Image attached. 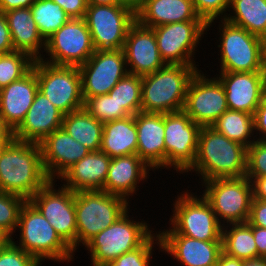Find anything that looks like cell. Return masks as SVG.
Masks as SVG:
<instances>
[{"instance_id":"obj_1","label":"cell","mask_w":266,"mask_h":266,"mask_svg":"<svg viewBox=\"0 0 266 266\" xmlns=\"http://www.w3.org/2000/svg\"><path fill=\"white\" fill-rule=\"evenodd\" d=\"M49 180L40 145L13 138L0 156V191L28 201Z\"/></svg>"},{"instance_id":"obj_2","label":"cell","mask_w":266,"mask_h":266,"mask_svg":"<svg viewBox=\"0 0 266 266\" xmlns=\"http://www.w3.org/2000/svg\"><path fill=\"white\" fill-rule=\"evenodd\" d=\"M198 171L204 181L246 176L247 147L228 139L211 126L200 128L195 162L186 171Z\"/></svg>"},{"instance_id":"obj_3","label":"cell","mask_w":266,"mask_h":266,"mask_svg":"<svg viewBox=\"0 0 266 266\" xmlns=\"http://www.w3.org/2000/svg\"><path fill=\"white\" fill-rule=\"evenodd\" d=\"M197 69L196 65L166 64L142 76L141 111L161 114L182 111L189 82Z\"/></svg>"},{"instance_id":"obj_4","label":"cell","mask_w":266,"mask_h":266,"mask_svg":"<svg viewBox=\"0 0 266 266\" xmlns=\"http://www.w3.org/2000/svg\"><path fill=\"white\" fill-rule=\"evenodd\" d=\"M18 230L20 240L16 246L32 255L40 264L44 259L71 261L73 250L61 239L49 221L29 202L22 206Z\"/></svg>"},{"instance_id":"obj_5","label":"cell","mask_w":266,"mask_h":266,"mask_svg":"<svg viewBox=\"0 0 266 266\" xmlns=\"http://www.w3.org/2000/svg\"><path fill=\"white\" fill-rule=\"evenodd\" d=\"M128 202L102 190L75 192L76 247L113 224L129 209Z\"/></svg>"},{"instance_id":"obj_6","label":"cell","mask_w":266,"mask_h":266,"mask_svg":"<svg viewBox=\"0 0 266 266\" xmlns=\"http://www.w3.org/2000/svg\"><path fill=\"white\" fill-rule=\"evenodd\" d=\"M220 21V72L266 71V41L225 19Z\"/></svg>"},{"instance_id":"obj_7","label":"cell","mask_w":266,"mask_h":266,"mask_svg":"<svg viewBox=\"0 0 266 266\" xmlns=\"http://www.w3.org/2000/svg\"><path fill=\"white\" fill-rule=\"evenodd\" d=\"M128 210L113 224L95 235L85 247L91 251L93 266H103L126 252L140 247L152 231L146 222L130 220Z\"/></svg>"},{"instance_id":"obj_8","label":"cell","mask_w":266,"mask_h":266,"mask_svg":"<svg viewBox=\"0 0 266 266\" xmlns=\"http://www.w3.org/2000/svg\"><path fill=\"white\" fill-rule=\"evenodd\" d=\"M184 192L175 200L172 229L159 234H181L202 241H222V226L209 202Z\"/></svg>"},{"instance_id":"obj_9","label":"cell","mask_w":266,"mask_h":266,"mask_svg":"<svg viewBox=\"0 0 266 266\" xmlns=\"http://www.w3.org/2000/svg\"><path fill=\"white\" fill-rule=\"evenodd\" d=\"M32 68L36 72L39 91L64 115L83 108L81 74L78 67L35 60Z\"/></svg>"},{"instance_id":"obj_10","label":"cell","mask_w":266,"mask_h":266,"mask_svg":"<svg viewBox=\"0 0 266 266\" xmlns=\"http://www.w3.org/2000/svg\"><path fill=\"white\" fill-rule=\"evenodd\" d=\"M203 184L206 189L202 195L211 205L220 224V219L227 224L248 221L253 193L251 181L246 176L213 179Z\"/></svg>"},{"instance_id":"obj_11","label":"cell","mask_w":266,"mask_h":266,"mask_svg":"<svg viewBox=\"0 0 266 266\" xmlns=\"http://www.w3.org/2000/svg\"><path fill=\"white\" fill-rule=\"evenodd\" d=\"M84 19L95 50H119L136 22V12L123 4L87 5Z\"/></svg>"},{"instance_id":"obj_12","label":"cell","mask_w":266,"mask_h":266,"mask_svg":"<svg viewBox=\"0 0 266 266\" xmlns=\"http://www.w3.org/2000/svg\"><path fill=\"white\" fill-rule=\"evenodd\" d=\"M54 180H49L28 201L49 221L61 239L75 252L76 211L75 192L65 186L53 189Z\"/></svg>"},{"instance_id":"obj_13","label":"cell","mask_w":266,"mask_h":266,"mask_svg":"<svg viewBox=\"0 0 266 266\" xmlns=\"http://www.w3.org/2000/svg\"><path fill=\"white\" fill-rule=\"evenodd\" d=\"M200 128L183 110L164 114L165 168L186 173L196 159Z\"/></svg>"},{"instance_id":"obj_14","label":"cell","mask_w":266,"mask_h":266,"mask_svg":"<svg viewBox=\"0 0 266 266\" xmlns=\"http://www.w3.org/2000/svg\"><path fill=\"white\" fill-rule=\"evenodd\" d=\"M44 62L59 66L83 65L95 52L91 34L84 18H70L46 40Z\"/></svg>"},{"instance_id":"obj_15","label":"cell","mask_w":266,"mask_h":266,"mask_svg":"<svg viewBox=\"0 0 266 266\" xmlns=\"http://www.w3.org/2000/svg\"><path fill=\"white\" fill-rule=\"evenodd\" d=\"M165 64L196 65L195 48L207 29L204 21H184L152 28ZM193 56V57H192Z\"/></svg>"},{"instance_id":"obj_16","label":"cell","mask_w":266,"mask_h":266,"mask_svg":"<svg viewBox=\"0 0 266 266\" xmlns=\"http://www.w3.org/2000/svg\"><path fill=\"white\" fill-rule=\"evenodd\" d=\"M123 49L95 50L93 55L81 66L82 97L108 94L110 90L128 74Z\"/></svg>"},{"instance_id":"obj_17","label":"cell","mask_w":266,"mask_h":266,"mask_svg":"<svg viewBox=\"0 0 266 266\" xmlns=\"http://www.w3.org/2000/svg\"><path fill=\"white\" fill-rule=\"evenodd\" d=\"M199 71L189 82L183 111L201 127L211 126L228 110L226 94L217 78H206Z\"/></svg>"},{"instance_id":"obj_18","label":"cell","mask_w":266,"mask_h":266,"mask_svg":"<svg viewBox=\"0 0 266 266\" xmlns=\"http://www.w3.org/2000/svg\"><path fill=\"white\" fill-rule=\"evenodd\" d=\"M228 109L254 114L266 94V71L219 72Z\"/></svg>"},{"instance_id":"obj_19","label":"cell","mask_w":266,"mask_h":266,"mask_svg":"<svg viewBox=\"0 0 266 266\" xmlns=\"http://www.w3.org/2000/svg\"><path fill=\"white\" fill-rule=\"evenodd\" d=\"M123 51L129 74L144 76L163 68L166 64L159 54L152 28L137 21L129 28Z\"/></svg>"},{"instance_id":"obj_20","label":"cell","mask_w":266,"mask_h":266,"mask_svg":"<svg viewBox=\"0 0 266 266\" xmlns=\"http://www.w3.org/2000/svg\"><path fill=\"white\" fill-rule=\"evenodd\" d=\"M44 170L50 180L57 179L90 150L74 140L63 128L53 131L41 143Z\"/></svg>"},{"instance_id":"obj_21","label":"cell","mask_w":266,"mask_h":266,"mask_svg":"<svg viewBox=\"0 0 266 266\" xmlns=\"http://www.w3.org/2000/svg\"><path fill=\"white\" fill-rule=\"evenodd\" d=\"M64 114L38 90L22 123L13 131L14 139L41 143L53 131L62 128Z\"/></svg>"},{"instance_id":"obj_22","label":"cell","mask_w":266,"mask_h":266,"mask_svg":"<svg viewBox=\"0 0 266 266\" xmlns=\"http://www.w3.org/2000/svg\"><path fill=\"white\" fill-rule=\"evenodd\" d=\"M162 250L184 266H216L222 241H202L181 234H159Z\"/></svg>"},{"instance_id":"obj_23","label":"cell","mask_w":266,"mask_h":266,"mask_svg":"<svg viewBox=\"0 0 266 266\" xmlns=\"http://www.w3.org/2000/svg\"><path fill=\"white\" fill-rule=\"evenodd\" d=\"M39 90L32 68L21 79L0 89V114L12 132L22 123Z\"/></svg>"},{"instance_id":"obj_24","label":"cell","mask_w":266,"mask_h":266,"mask_svg":"<svg viewBox=\"0 0 266 266\" xmlns=\"http://www.w3.org/2000/svg\"><path fill=\"white\" fill-rule=\"evenodd\" d=\"M137 155L153 170L165 168L164 114L135 115Z\"/></svg>"},{"instance_id":"obj_25","label":"cell","mask_w":266,"mask_h":266,"mask_svg":"<svg viewBox=\"0 0 266 266\" xmlns=\"http://www.w3.org/2000/svg\"><path fill=\"white\" fill-rule=\"evenodd\" d=\"M110 161L111 157L101 150L90 151L80 161L68 168L59 179H64L66 184L63 186L73 192L103 191Z\"/></svg>"},{"instance_id":"obj_26","label":"cell","mask_w":266,"mask_h":266,"mask_svg":"<svg viewBox=\"0 0 266 266\" xmlns=\"http://www.w3.org/2000/svg\"><path fill=\"white\" fill-rule=\"evenodd\" d=\"M150 169L137 154L111 158L103 191L127 200L139 181L147 179Z\"/></svg>"},{"instance_id":"obj_27","label":"cell","mask_w":266,"mask_h":266,"mask_svg":"<svg viewBox=\"0 0 266 266\" xmlns=\"http://www.w3.org/2000/svg\"><path fill=\"white\" fill-rule=\"evenodd\" d=\"M136 21L148 28L184 21H203L192 0H143Z\"/></svg>"},{"instance_id":"obj_28","label":"cell","mask_w":266,"mask_h":266,"mask_svg":"<svg viewBox=\"0 0 266 266\" xmlns=\"http://www.w3.org/2000/svg\"><path fill=\"white\" fill-rule=\"evenodd\" d=\"M15 51L28 54L33 60H41L39 50L46 48L29 8L12 9L4 12Z\"/></svg>"},{"instance_id":"obj_29","label":"cell","mask_w":266,"mask_h":266,"mask_svg":"<svg viewBox=\"0 0 266 266\" xmlns=\"http://www.w3.org/2000/svg\"><path fill=\"white\" fill-rule=\"evenodd\" d=\"M100 150L111 158L137 154L135 115L104 123Z\"/></svg>"},{"instance_id":"obj_30","label":"cell","mask_w":266,"mask_h":266,"mask_svg":"<svg viewBox=\"0 0 266 266\" xmlns=\"http://www.w3.org/2000/svg\"><path fill=\"white\" fill-rule=\"evenodd\" d=\"M229 8L234 15L224 13L223 20L266 41V0H230Z\"/></svg>"},{"instance_id":"obj_31","label":"cell","mask_w":266,"mask_h":266,"mask_svg":"<svg viewBox=\"0 0 266 266\" xmlns=\"http://www.w3.org/2000/svg\"><path fill=\"white\" fill-rule=\"evenodd\" d=\"M62 128L90 151H99L103 123L91 116L84 108L64 115Z\"/></svg>"},{"instance_id":"obj_32","label":"cell","mask_w":266,"mask_h":266,"mask_svg":"<svg viewBox=\"0 0 266 266\" xmlns=\"http://www.w3.org/2000/svg\"><path fill=\"white\" fill-rule=\"evenodd\" d=\"M222 252L241 260L258 258L252 228L247 223L222 224Z\"/></svg>"},{"instance_id":"obj_33","label":"cell","mask_w":266,"mask_h":266,"mask_svg":"<svg viewBox=\"0 0 266 266\" xmlns=\"http://www.w3.org/2000/svg\"><path fill=\"white\" fill-rule=\"evenodd\" d=\"M211 127L228 139L236 141L247 148L255 140L253 137V132H255L253 115L247 112L228 109ZM249 137H253V140L248 139Z\"/></svg>"},{"instance_id":"obj_34","label":"cell","mask_w":266,"mask_h":266,"mask_svg":"<svg viewBox=\"0 0 266 266\" xmlns=\"http://www.w3.org/2000/svg\"><path fill=\"white\" fill-rule=\"evenodd\" d=\"M30 10L45 41L70 19L61 6L52 0H36Z\"/></svg>"},{"instance_id":"obj_35","label":"cell","mask_w":266,"mask_h":266,"mask_svg":"<svg viewBox=\"0 0 266 266\" xmlns=\"http://www.w3.org/2000/svg\"><path fill=\"white\" fill-rule=\"evenodd\" d=\"M142 76L127 74L108 93L130 115L141 111Z\"/></svg>"},{"instance_id":"obj_36","label":"cell","mask_w":266,"mask_h":266,"mask_svg":"<svg viewBox=\"0 0 266 266\" xmlns=\"http://www.w3.org/2000/svg\"><path fill=\"white\" fill-rule=\"evenodd\" d=\"M34 61L23 52L0 54V89L25 76L32 69Z\"/></svg>"},{"instance_id":"obj_37","label":"cell","mask_w":266,"mask_h":266,"mask_svg":"<svg viewBox=\"0 0 266 266\" xmlns=\"http://www.w3.org/2000/svg\"><path fill=\"white\" fill-rule=\"evenodd\" d=\"M83 108L103 124L130 116L109 94L89 97L84 101Z\"/></svg>"},{"instance_id":"obj_38","label":"cell","mask_w":266,"mask_h":266,"mask_svg":"<svg viewBox=\"0 0 266 266\" xmlns=\"http://www.w3.org/2000/svg\"><path fill=\"white\" fill-rule=\"evenodd\" d=\"M26 201L20 196L0 191V231L10 240H13L12 234L17 230L19 214Z\"/></svg>"},{"instance_id":"obj_39","label":"cell","mask_w":266,"mask_h":266,"mask_svg":"<svg viewBox=\"0 0 266 266\" xmlns=\"http://www.w3.org/2000/svg\"><path fill=\"white\" fill-rule=\"evenodd\" d=\"M153 235L154 233L140 247L124 253L114 261L106 263L103 266H149L154 240L157 242L156 244H159V247L162 248L159 234L156 232V234Z\"/></svg>"},{"instance_id":"obj_40","label":"cell","mask_w":266,"mask_h":266,"mask_svg":"<svg viewBox=\"0 0 266 266\" xmlns=\"http://www.w3.org/2000/svg\"><path fill=\"white\" fill-rule=\"evenodd\" d=\"M41 264L30 254L16 246L8 239L0 247V266H40Z\"/></svg>"},{"instance_id":"obj_41","label":"cell","mask_w":266,"mask_h":266,"mask_svg":"<svg viewBox=\"0 0 266 266\" xmlns=\"http://www.w3.org/2000/svg\"><path fill=\"white\" fill-rule=\"evenodd\" d=\"M266 176V141L255 140L247 148V178Z\"/></svg>"},{"instance_id":"obj_42","label":"cell","mask_w":266,"mask_h":266,"mask_svg":"<svg viewBox=\"0 0 266 266\" xmlns=\"http://www.w3.org/2000/svg\"><path fill=\"white\" fill-rule=\"evenodd\" d=\"M196 13L207 24V28L212 25L218 16L229 11L230 0H192Z\"/></svg>"},{"instance_id":"obj_43","label":"cell","mask_w":266,"mask_h":266,"mask_svg":"<svg viewBox=\"0 0 266 266\" xmlns=\"http://www.w3.org/2000/svg\"><path fill=\"white\" fill-rule=\"evenodd\" d=\"M61 6L70 18H84L87 10L86 0H52Z\"/></svg>"},{"instance_id":"obj_44","label":"cell","mask_w":266,"mask_h":266,"mask_svg":"<svg viewBox=\"0 0 266 266\" xmlns=\"http://www.w3.org/2000/svg\"><path fill=\"white\" fill-rule=\"evenodd\" d=\"M248 222L266 229V201L252 198Z\"/></svg>"},{"instance_id":"obj_45","label":"cell","mask_w":266,"mask_h":266,"mask_svg":"<svg viewBox=\"0 0 266 266\" xmlns=\"http://www.w3.org/2000/svg\"><path fill=\"white\" fill-rule=\"evenodd\" d=\"M14 51L7 18L4 13L0 12V54H8Z\"/></svg>"},{"instance_id":"obj_46","label":"cell","mask_w":266,"mask_h":266,"mask_svg":"<svg viewBox=\"0 0 266 266\" xmlns=\"http://www.w3.org/2000/svg\"><path fill=\"white\" fill-rule=\"evenodd\" d=\"M253 120L254 130H256V132L259 131V135H261V133L263 134L257 140L266 141V94L253 114Z\"/></svg>"},{"instance_id":"obj_47","label":"cell","mask_w":266,"mask_h":266,"mask_svg":"<svg viewBox=\"0 0 266 266\" xmlns=\"http://www.w3.org/2000/svg\"><path fill=\"white\" fill-rule=\"evenodd\" d=\"M246 223L252 228L254 241L258 251V258L266 257V229L252 226L248 221Z\"/></svg>"},{"instance_id":"obj_48","label":"cell","mask_w":266,"mask_h":266,"mask_svg":"<svg viewBox=\"0 0 266 266\" xmlns=\"http://www.w3.org/2000/svg\"><path fill=\"white\" fill-rule=\"evenodd\" d=\"M248 179L252 184L253 198L266 201V176Z\"/></svg>"},{"instance_id":"obj_49","label":"cell","mask_w":266,"mask_h":266,"mask_svg":"<svg viewBox=\"0 0 266 266\" xmlns=\"http://www.w3.org/2000/svg\"><path fill=\"white\" fill-rule=\"evenodd\" d=\"M36 0H0V12L8 10L29 8Z\"/></svg>"},{"instance_id":"obj_50","label":"cell","mask_w":266,"mask_h":266,"mask_svg":"<svg viewBox=\"0 0 266 266\" xmlns=\"http://www.w3.org/2000/svg\"><path fill=\"white\" fill-rule=\"evenodd\" d=\"M216 266H243V260L228 256L224 252H221Z\"/></svg>"},{"instance_id":"obj_51","label":"cell","mask_w":266,"mask_h":266,"mask_svg":"<svg viewBox=\"0 0 266 266\" xmlns=\"http://www.w3.org/2000/svg\"><path fill=\"white\" fill-rule=\"evenodd\" d=\"M12 130L5 124L3 117L0 114V139H13Z\"/></svg>"},{"instance_id":"obj_52","label":"cell","mask_w":266,"mask_h":266,"mask_svg":"<svg viewBox=\"0 0 266 266\" xmlns=\"http://www.w3.org/2000/svg\"><path fill=\"white\" fill-rule=\"evenodd\" d=\"M243 266H266V257L243 260Z\"/></svg>"},{"instance_id":"obj_53","label":"cell","mask_w":266,"mask_h":266,"mask_svg":"<svg viewBox=\"0 0 266 266\" xmlns=\"http://www.w3.org/2000/svg\"><path fill=\"white\" fill-rule=\"evenodd\" d=\"M120 4L126 5L133 9L135 12L140 8L143 0H117Z\"/></svg>"},{"instance_id":"obj_54","label":"cell","mask_w":266,"mask_h":266,"mask_svg":"<svg viewBox=\"0 0 266 266\" xmlns=\"http://www.w3.org/2000/svg\"><path fill=\"white\" fill-rule=\"evenodd\" d=\"M87 5H114L120 4L117 0H86Z\"/></svg>"},{"instance_id":"obj_55","label":"cell","mask_w":266,"mask_h":266,"mask_svg":"<svg viewBox=\"0 0 266 266\" xmlns=\"http://www.w3.org/2000/svg\"><path fill=\"white\" fill-rule=\"evenodd\" d=\"M11 140L12 139H0V156Z\"/></svg>"},{"instance_id":"obj_56","label":"cell","mask_w":266,"mask_h":266,"mask_svg":"<svg viewBox=\"0 0 266 266\" xmlns=\"http://www.w3.org/2000/svg\"><path fill=\"white\" fill-rule=\"evenodd\" d=\"M8 238L0 231V246H2Z\"/></svg>"}]
</instances>
